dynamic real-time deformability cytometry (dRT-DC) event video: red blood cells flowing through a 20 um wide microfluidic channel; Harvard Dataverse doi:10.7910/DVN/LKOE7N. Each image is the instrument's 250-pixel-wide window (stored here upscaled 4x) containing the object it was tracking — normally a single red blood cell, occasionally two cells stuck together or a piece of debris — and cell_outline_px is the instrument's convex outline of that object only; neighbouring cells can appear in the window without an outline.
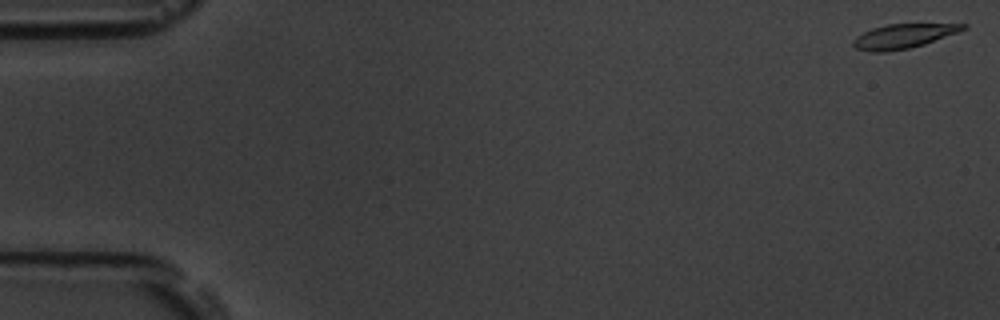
{"species": "common noctule bat (a hibernating species)", "species_latin": "Nyctalus noctula", "temperature_condition": "room temperature", "stored_images_in_passage": 18, "camera_frame_rate_fps": 3000, "um_per_image_px": 0.085, "animal": {"sex": "male", "body_mass_g": 19.5, "forearm_length_mm": 54.6}, "frame": {"image": 1, "passage_image": 1, "time_ms": 0.0, "image_size_px": [1000, 320], "cell_outline_px": [[968, 28], [960, 32], [924, 44], [908, 48], [884, 52], [872, 52], [856, 48], [852, 44], [852, 40], [856, 36], [872, 28], [888, 24], [968, 24]], "centroid_in_image_um": [76.8, 3.07], "position_along_channel_um": 8.2, "area_um2": 15.55}}
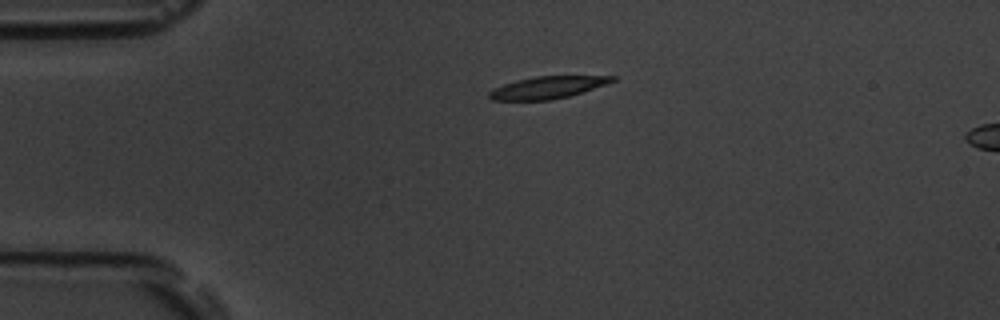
{"frame": {"image": 2, "passage_image": 13, "time_ms": 4.0, "image_size_px": [1000, 320], "cell_outline_px": [[616, 80], [568, 96], [552, 100], [492, 100], [488, 96], [488, 92], [492, 88], [516, 80], [536, 76], [616, 76]], "centroid_in_image_um": [46.46, 7.43], "position_along_channel_um": 38.5, "area_um2": 15.66}}